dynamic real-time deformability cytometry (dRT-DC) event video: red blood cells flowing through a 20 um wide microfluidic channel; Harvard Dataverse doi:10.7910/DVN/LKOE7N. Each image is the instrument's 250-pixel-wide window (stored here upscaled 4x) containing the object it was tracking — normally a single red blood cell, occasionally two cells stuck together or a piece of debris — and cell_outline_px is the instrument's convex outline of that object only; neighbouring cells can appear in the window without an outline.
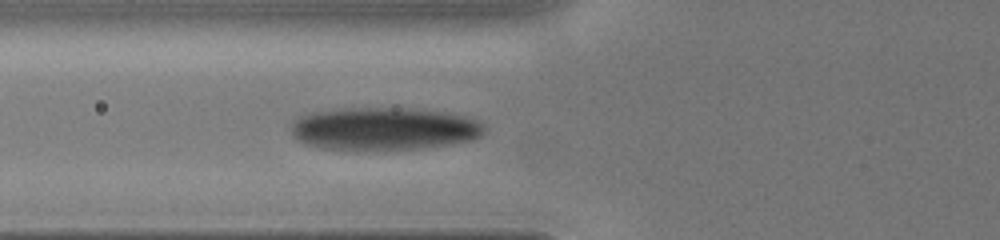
{"species": "human", "species_latin": "Homo sapiens", "temperature_condition": "cold", "stored_images_in_passage": 10, "camera_frame_rate_fps": 3000, "um_per_image_px": 0.085, "donor": {"sex": "male"}, "frame": {"image": 1, "passage_image": 10, "time_ms": 5.333, "image_size_px": [1000, 240], "cell_outline_px": [[484, 132], [480, 136], [472, 140], [448, 144], [416, 148], [320, 148], [304, 144], [296, 140], [292, 132], [292, 120], [300, 116], [312, 112], [344, 108], [404, 108], [440, 112], [464, 116], [476, 120], [484, 128]], "centroid_in_image_um": [32.57, 10.92], "position_along_channel_um": 93.2, "area_um2": 47.16}}